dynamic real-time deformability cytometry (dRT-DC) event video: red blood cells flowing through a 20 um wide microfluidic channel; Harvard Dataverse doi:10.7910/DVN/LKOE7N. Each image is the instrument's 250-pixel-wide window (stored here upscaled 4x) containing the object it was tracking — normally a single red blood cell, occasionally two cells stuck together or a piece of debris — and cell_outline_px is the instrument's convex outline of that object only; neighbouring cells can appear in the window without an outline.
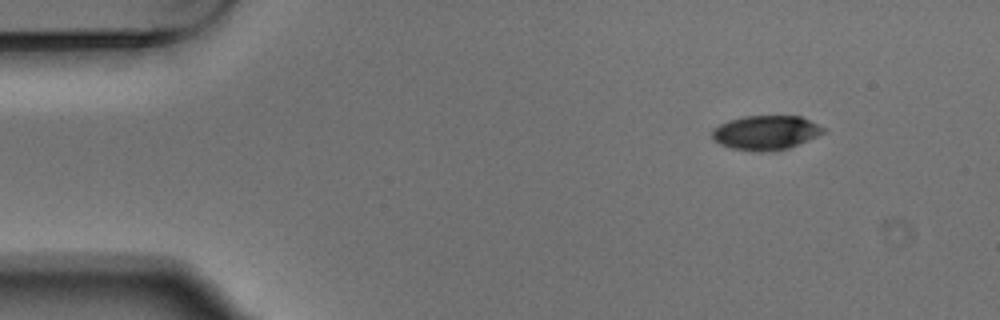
{"species": "Egyptian fruit bat (a non-hibernating species)", "species_latin": "Rousettus aegyptiacus", "temperature_condition": "warm", "stored_images_in_passage": 9, "camera_frame_rate_fps": 3000, "um_per_image_px": 0.085, "animal": {"sex": "male"}, "frame": {"image": 1, "passage_image": 1, "time_ms": 0.0, "image_size_px": [1000, 320], "cell_outline_px": [[824, 132], [808, 140], [788, 148], [772, 152], [752, 152], [732, 148], [720, 144], [712, 140], [712, 128], [728, 120], [744, 116], [800, 116], [824, 128]], "centroid_in_image_um": [65.03, 11.29], "position_along_channel_um": 20.0, "area_um2": 22.31}}
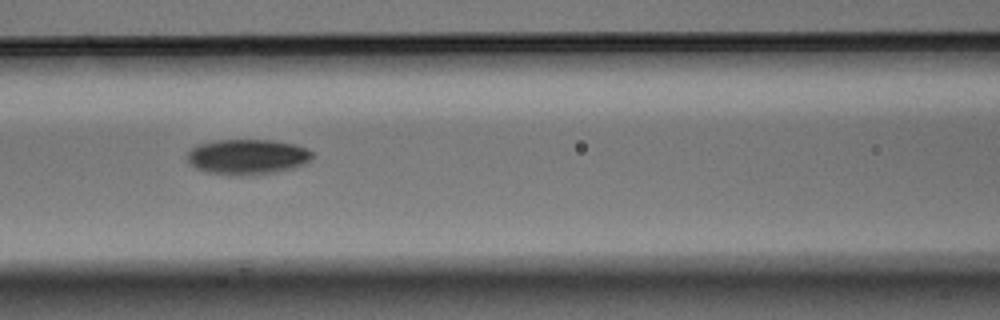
{"frame": {"image": 2, "passage_image": 6, "time_ms": 1.667, "image_size_px": [1000, 320], "cell_outline_px": [[312, 156], [308, 160], [300, 164], [276, 172], [256, 176], [236, 176], [208, 172], [196, 168], [188, 160], [188, 152], [196, 144], [216, 140], [272, 140], [296, 144], [312, 152]], "centroid_in_image_um": [20.98, 13.33], "position_along_channel_um": 145.6, "area_um2": 25.61}}
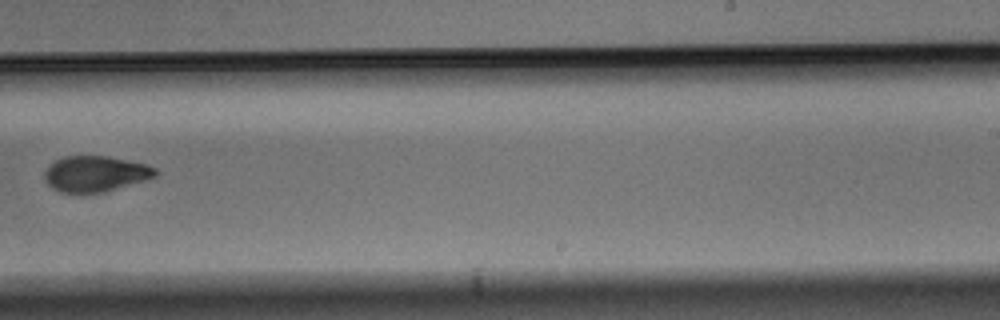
{"frame": {"image": 3, "passage_image": 9, "time_ms": 2.667, "image_size_px": [1000, 320], "cell_outline_px": [[156, 176], [144, 180], [104, 192], [60, 192], [52, 188], [48, 184], [44, 176], [44, 172], [48, 164], [64, 156], [108, 156], [144, 164], [156, 168]], "centroid_in_image_um": [8.06, 14.76], "position_along_channel_um": 280.9, "area_um2": 22.83}}